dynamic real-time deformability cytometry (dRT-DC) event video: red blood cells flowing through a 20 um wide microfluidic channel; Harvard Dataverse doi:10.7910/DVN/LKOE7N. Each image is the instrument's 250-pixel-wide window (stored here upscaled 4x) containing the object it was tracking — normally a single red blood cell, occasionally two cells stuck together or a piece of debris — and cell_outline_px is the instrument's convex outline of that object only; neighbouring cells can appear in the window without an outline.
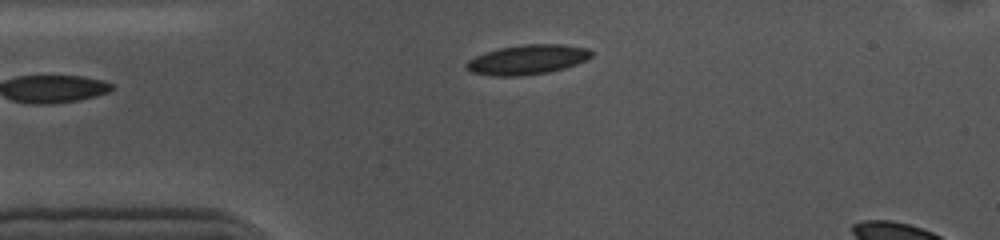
{"species": "common noctule bat (a hibernating species)", "species_latin": "Nyctalus noctula", "temperature_condition": "cold", "stored_images_in_passage": 25, "camera_frame_rate_fps": 3000, "um_per_image_px": 0.085, "animal": {"sex": "female", "body_mass_g": 10.0, "forearm_length_mm": 53.1}, "frame": {"image": 1, "passage_image": 1, "time_ms": 0.0, "image_size_px": [1000, 240], "cell_outline_px": [[592, 56], [576, 64], [564, 68], [548, 72], [520, 76], [492, 76], [472, 72], [464, 68], [464, 64], [468, 60], [484, 52], [500, 48], [524, 44], [560, 44], [588, 48], [592, 52]], "centroid_in_image_um": [44.79, 5.07], "position_along_channel_um": 40.2, "area_um2": 21.62}}
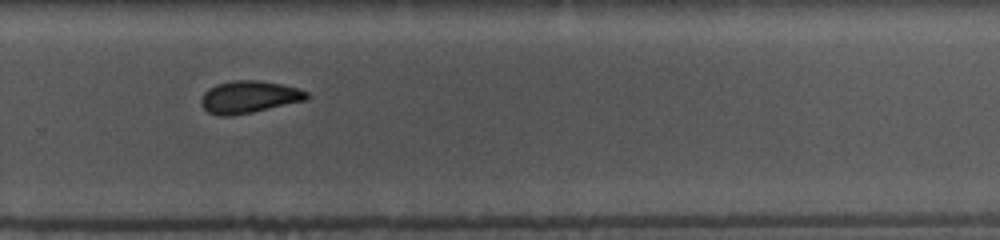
{"frame": {"image": 2, "passage_image": 25, "time_ms": 8.0, "image_size_px": [1000, 240], "cell_outline_px": [[308, 96], [304, 100], [252, 112], [232, 116], [220, 116], [208, 112], [200, 104], [200, 100], [204, 92], [208, 88], [224, 80], [248, 76], [300, 88], [308, 92]], "centroid_in_image_um": [21.12, 8.17], "position_along_channel_um": 308.7, "area_um2": 20.69}}